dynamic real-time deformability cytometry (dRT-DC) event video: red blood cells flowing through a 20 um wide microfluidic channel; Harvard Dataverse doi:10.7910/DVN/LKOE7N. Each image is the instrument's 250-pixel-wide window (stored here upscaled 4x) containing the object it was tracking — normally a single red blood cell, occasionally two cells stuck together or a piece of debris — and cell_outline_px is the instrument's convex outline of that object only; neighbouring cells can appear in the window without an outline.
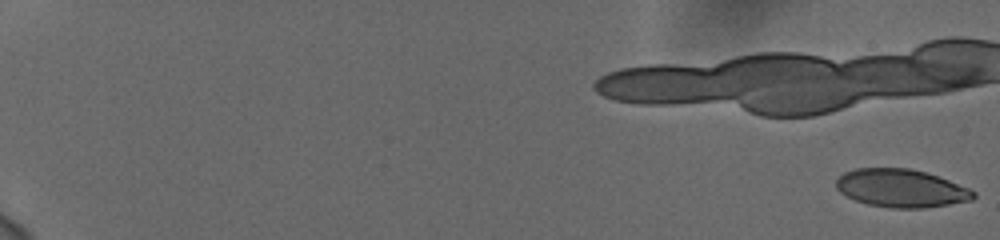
{"species": "human", "species_latin": "Homo sapiens", "temperature_condition": "cold", "stored_images_in_passage": 20, "camera_frame_rate_fps": 3000, "um_per_image_px": 0.085, "donor": {"sex": "female"}, "frame": {"image": 1, "passage_image": 1, "time_ms": 0.0, "image_size_px": [1000, 240], "cell_outline_px": [[976, 196], [972, 200], [924, 208], [892, 208], [868, 204], [856, 200], [840, 192], [836, 188], [836, 180], [844, 172], [856, 168], [908, 168], [924, 172], [948, 180], [968, 188], [976, 192]], "centroid_in_image_um": [76.58, 16.0], "position_along_channel_um": 8.4, "area_um2": 30.17}}